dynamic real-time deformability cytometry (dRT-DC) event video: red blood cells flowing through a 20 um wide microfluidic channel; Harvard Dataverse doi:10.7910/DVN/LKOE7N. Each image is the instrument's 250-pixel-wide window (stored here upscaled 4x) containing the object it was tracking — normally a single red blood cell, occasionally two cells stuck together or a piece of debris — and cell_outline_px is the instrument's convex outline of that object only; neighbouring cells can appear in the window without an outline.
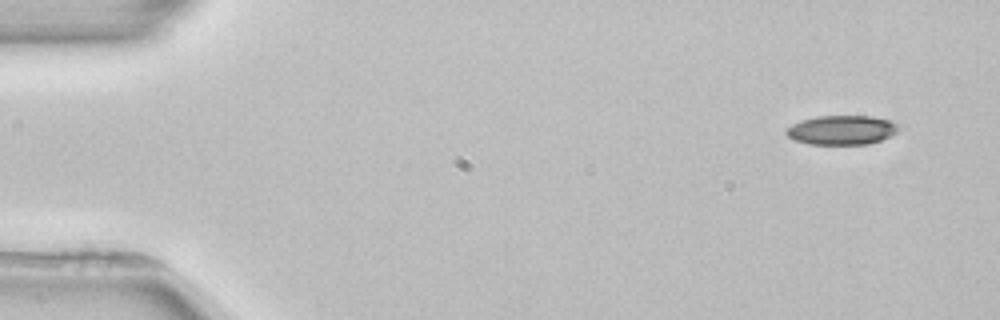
{"species": "common noctule bat (a hibernating species)", "species_latin": "Nyctalus noctula", "temperature_condition": "room temperature", "stored_images_in_passage": 5, "camera_frame_rate_fps": 3000, "um_per_image_px": 0.085, "animal": {"sex": "female", "body_mass_g": 22.7, "forearm_length_mm": 54.2}, "frame": {"image": 1, "passage_image": 1, "time_ms": 0.0, "image_size_px": [1000, 320], "cell_outline_px": [[904, 124], [896, 132], [880, 140], [868, 144], [808, 144], [796, 140], [788, 136], [784, 132], [792, 124], [800, 120], [816, 116], [872, 116]], "centroid_in_image_um": [71.57, 11.04], "position_along_channel_um": 13.4, "area_um2": 19.25}}
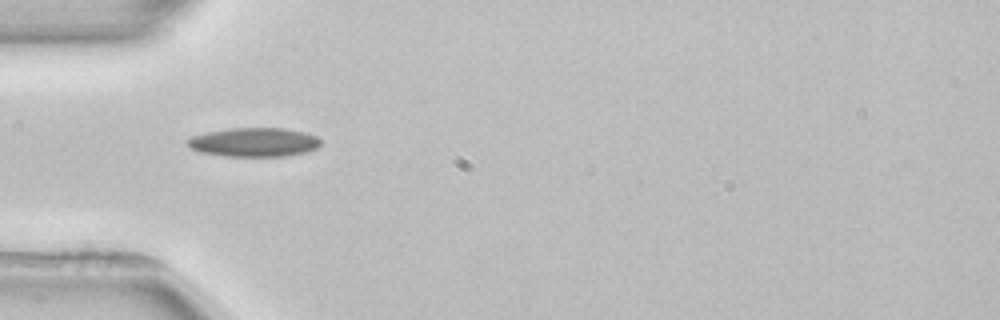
{"frame": {"image": 2, "passage_image": 4, "time_ms": 4.333, "image_size_px": [1000, 320], "cell_outline_px": [[320, 144], [316, 148], [304, 152], [288, 156], [224, 156], [200, 152], [184, 144], [184, 140], [192, 136], [208, 132], [232, 128], [284, 128], [304, 132], [316, 136], [320, 140]], "centroid_in_image_um": [21.55, 12.09], "position_along_channel_um": 63.4, "area_um2": 22.48}}